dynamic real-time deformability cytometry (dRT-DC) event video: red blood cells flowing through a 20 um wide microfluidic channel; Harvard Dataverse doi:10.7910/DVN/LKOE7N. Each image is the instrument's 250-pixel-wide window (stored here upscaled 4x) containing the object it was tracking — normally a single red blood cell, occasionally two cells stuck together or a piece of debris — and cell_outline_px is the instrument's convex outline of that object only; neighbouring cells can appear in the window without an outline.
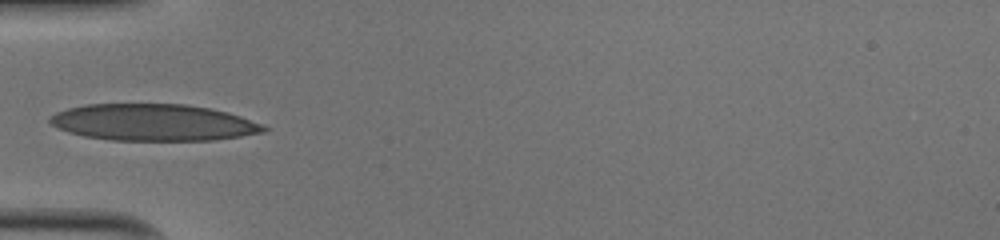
{"species": "human", "species_latin": "Homo sapiens", "temperature_condition": "cold", "stored_images_in_passage": 34, "camera_frame_rate_fps": 3000, "um_per_image_px": 0.085, "donor": {"sex": "male"}, "frame": {"image": 1, "passage_image": 1, "time_ms": 0.0, "image_size_px": [1000, 240], "cell_outline_px": [[268, 128], [264, 132], [240, 136], [212, 140], [112, 140], [84, 136], [68, 132], [52, 124], [48, 120], [48, 116], [56, 112], [68, 108], [84, 104], [184, 104], [212, 108], [228, 112], [264, 124]], "centroid_in_image_um": [13.04, 10.4], "position_along_channel_um": 72.0, "area_um2": 45.78}}
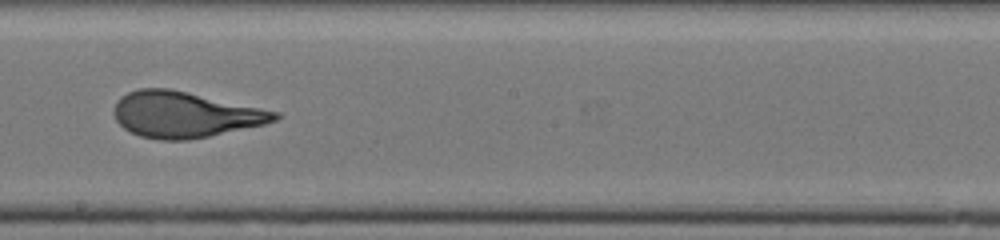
{"frame": {"image": 2, "passage_image": 13, "time_ms": 4.0, "image_size_px": [1000, 240], "cell_outline_px": [[280, 116], [276, 120], [264, 124], [208, 136], [188, 140], [160, 140], [140, 136], [124, 128], [116, 120], [112, 112], [116, 100], [120, 96], [128, 92], [140, 88], [168, 88], [280, 112]], "centroid_in_image_um": [15.66, 9.74], "position_along_channel_um": 232.5, "area_um2": 42.71}}
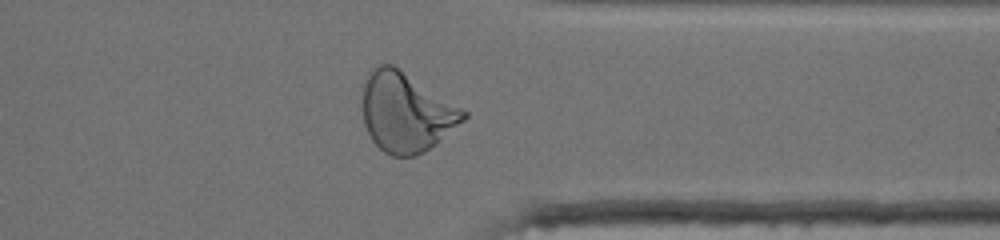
{"frame": {"image": 3, "passage_image": 24, "time_ms": 7.667, "image_size_px": [1000, 240], "cell_outline_px": [[468, 116], [464, 120], [436, 144], [424, 152], [416, 156], [392, 156], [384, 152], [372, 140], [364, 124], [364, 84], [368, 72], [372, 68], [380, 64], [392, 64], [464, 108], [468, 112]], "centroid_in_image_um": [34.55, 9.54], "position_along_channel_um": 376.9, "area_um2": 46.53}, "authors_computed_cell_mechanics": {"area_um2": 43.4367, "velocity_mm_per_s": 4.0147, "shape_relaxation_time_tau1_ms": 5.0826, "shape_relaxation_time_tau2_ms": 0.7243, "deformation_change_tau1": 0.2223, "deformation_change_tau2": 0.0732}}